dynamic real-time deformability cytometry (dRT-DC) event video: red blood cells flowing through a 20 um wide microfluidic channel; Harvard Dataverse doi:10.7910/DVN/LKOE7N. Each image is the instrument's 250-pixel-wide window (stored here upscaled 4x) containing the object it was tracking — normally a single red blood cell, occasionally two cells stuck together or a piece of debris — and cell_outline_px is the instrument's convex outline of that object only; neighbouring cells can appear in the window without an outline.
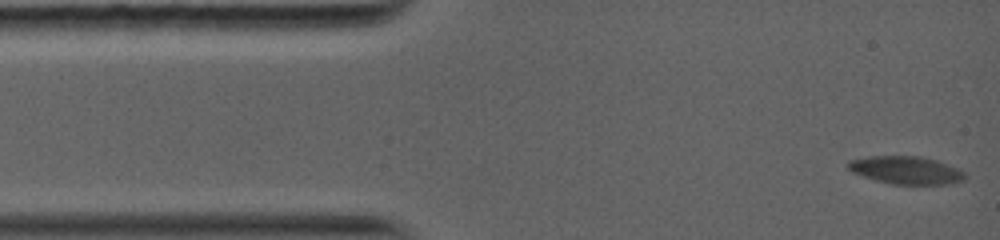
{"species": "common noctule bat (a hibernating species)", "species_latin": "Nyctalus noctula", "temperature_condition": "warm", "stored_images_in_passage": 7, "camera_frame_rate_fps": 5000, "um_per_image_px": 0.085, "animal": {"sex": "female", "body_mass_g": 19.0, "forearm_length_mm": 56.7}, "frame": {"image": 1, "passage_image": 1, "time_ms": 0.0, "image_size_px": [1000, 240], "cell_outline_px": [[964, 176], [960, 180], [944, 184], [892, 184], [876, 180], [852, 172], [848, 168], [848, 160], [868, 156], [920, 156], [936, 160], [956, 168], [964, 172]], "centroid_in_image_um": [76.94, 14.45], "position_along_channel_um": 8.1, "area_um2": 18.55}}
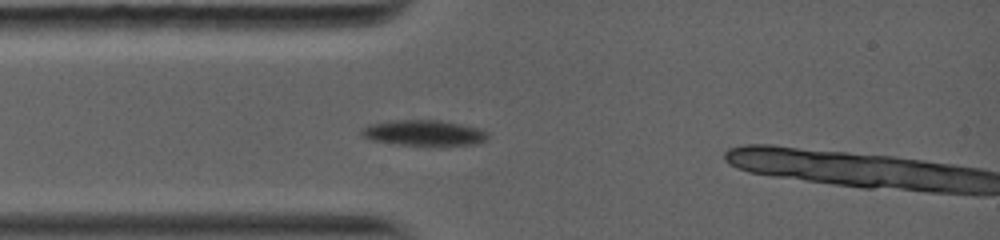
{"frame": {"image": 2, "passage_image": 5, "time_ms": 3.2, "image_size_px": [1000, 240], "cell_outline_px": [[488, 140], [476, 144], [440, 148], [400, 144], [372, 140], [364, 136], [360, 132], [360, 128], [368, 124], [392, 120], [440, 120], [480, 128], [488, 132]], "centroid_in_image_um": [36.1, 11.33], "position_along_channel_um": 48.9, "area_um2": 19.65}}